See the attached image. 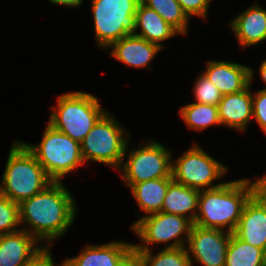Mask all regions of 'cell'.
Masks as SVG:
<instances>
[{
	"mask_svg": "<svg viewBox=\"0 0 266 266\" xmlns=\"http://www.w3.org/2000/svg\"><path fill=\"white\" fill-rule=\"evenodd\" d=\"M260 74H261L263 81L266 83V60L263 61L261 66H260ZM263 90L266 91V88Z\"/></svg>",
	"mask_w": 266,
	"mask_h": 266,
	"instance_id": "obj_34",
	"label": "cell"
},
{
	"mask_svg": "<svg viewBox=\"0 0 266 266\" xmlns=\"http://www.w3.org/2000/svg\"><path fill=\"white\" fill-rule=\"evenodd\" d=\"M252 94L253 117L266 133V91L260 90Z\"/></svg>",
	"mask_w": 266,
	"mask_h": 266,
	"instance_id": "obj_28",
	"label": "cell"
},
{
	"mask_svg": "<svg viewBox=\"0 0 266 266\" xmlns=\"http://www.w3.org/2000/svg\"><path fill=\"white\" fill-rule=\"evenodd\" d=\"M234 234L265 253L266 201L257 192L245 204Z\"/></svg>",
	"mask_w": 266,
	"mask_h": 266,
	"instance_id": "obj_12",
	"label": "cell"
},
{
	"mask_svg": "<svg viewBox=\"0 0 266 266\" xmlns=\"http://www.w3.org/2000/svg\"><path fill=\"white\" fill-rule=\"evenodd\" d=\"M184 13L190 18V15L206 17L209 2L211 0H177Z\"/></svg>",
	"mask_w": 266,
	"mask_h": 266,
	"instance_id": "obj_29",
	"label": "cell"
},
{
	"mask_svg": "<svg viewBox=\"0 0 266 266\" xmlns=\"http://www.w3.org/2000/svg\"><path fill=\"white\" fill-rule=\"evenodd\" d=\"M170 159V151L162 144L151 141L132 150L127 162L119 170L123 168L122 179L131 188L134 184L147 180L172 177Z\"/></svg>",
	"mask_w": 266,
	"mask_h": 266,
	"instance_id": "obj_10",
	"label": "cell"
},
{
	"mask_svg": "<svg viewBox=\"0 0 266 266\" xmlns=\"http://www.w3.org/2000/svg\"><path fill=\"white\" fill-rule=\"evenodd\" d=\"M51 3L65 6H79L83 0H50Z\"/></svg>",
	"mask_w": 266,
	"mask_h": 266,
	"instance_id": "obj_33",
	"label": "cell"
},
{
	"mask_svg": "<svg viewBox=\"0 0 266 266\" xmlns=\"http://www.w3.org/2000/svg\"><path fill=\"white\" fill-rule=\"evenodd\" d=\"M172 181V177L151 179L134 184L131 191L138 206L149 215L161 212L167 188Z\"/></svg>",
	"mask_w": 266,
	"mask_h": 266,
	"instance_id": "obj_21",
	"label": "cell"
},
{
	"mask_svg": "<svg viewBox=\"0 0 266 266\" xmlns=\"http://www.w3.org/2000/svg\"><path fill=\"white\" fill-rule=\"evenodd\" d=\"M112 47L110 53L118 61L133 67H148L151 59L162 47L134 34L124 36L118 41L113 42L108 48Z\"/></svg>",
	"mask_w": 266,
	"mask_h": 266,
	"instance_id": "obj_15",
	"label": "cell"
},
{
	"mask_svg": "<svg viewBox=\"0 0 266 266\" xmlns=\"http://www.w3.org/2000/svg\"><path fill=\"white\" fill-rule=\"evenodd\" d=\"M2 182L0 193L20 204L43 191L53 181L26 145L15 142L9 151Z\"/></svg>",
	"mask_w": 266,
	"mask_h": 266,
	"instance_id": "obj_3",
	"label": "cell"
},
{
	"mask_svg": "<svg viewBox=\"0 0 266 266\" xmlns=\"http://www.w3.org/2000/svg\"><path fill=\"white\" fill-rule=\"evenodd\" d=\"M226 167L217 162L198 145L190 148L171 167L173 181L198 190L217 188L224 183L211 185L213 180L226 174ZM210 186V187H209ZM201 188V189H200Z\"/></svg>",
	"mask_w": 266,
	"mask_h": 266,
	"instance_id": "obj_9",
	"label": "cell"
},
{
	"mask_svg": "<svg viewBox=\"0 0 266 266\" xmlns=\"http://www.w3.org/2000/svg\"><path fill=\"white\" fill-rule=\"evenodd\" d=\"M255 193L256 183H250L249 179L226 182L217 188L200 190L193 224L220 230L222 227H228L227 232L234 233L245 204Z\"/></svg>",
	"mask_w": 266,
	"mask_h": 266,
	"instance_id": "obj_2",
	"label": "cell"
},
{
	"mask_svg": "<svg viewBox=\"0 0 266 266\" xmlns=\"http://www.w3.org/2000/svg\"><path fill=\"white\" fill-rule=\"evenodd\" d=\"M140 0H92L95 34L100 47L136 31L135 14Z\"/></svg>",
	"mask_w": 266,
	"mask_h": 266,
	"instance_id": "obj_7",
	"label": "cell"
},
{
	"mask_svg": "<svg viewBox=\"0 0 266 266\" xmlns=\"http://www.w3.org/2000/svg\"><path fill=\"white\" fill-rule=\"evenodd\" d=\"M39 145L26 144L54 182L83 164L81 144L48 123Z\"/></svg>",
	"mask_w": 266,
	"mask_h": 266,
	"instance_id": "obj_5",
	"label": "cell"
},
{
	"mask_svg": "<svg viewBox=\"0 0 266 266\" xmlns=\"http://www.w3.org/2000/svg\"><path fill=\"white\" fill-rule=\"evenodd\" d=\"M204 74L218 87L222 95L243 91L253 78L250 67L224 61H209Z\"/></svg>",
	"mask_w": 266,
	"mask_h": 266,
	"instance_id": "obj_13",
	"label": "cell"
},
{
	"mask_svg": "<svg viewBox=\"0 0 266 266\" xmlns=\"http://www.w3.org/2000/svg\"><path fill=\"white\" fill-rule=\"evenodd\" d=\"M133 249V244L111 242L104 245H90L79 256L66 259L61 266H117Z\"/></svg>",
	"mask_w": 266,
	"mask_h": 266,
	"instance_id": "obj_16",
	"label": "cell"
},
{
	"mask_svg": "<svg viewBox=\"0 0 266 266\" xmlns=\"http://www.w3.org/2000/svg\"><path fill=\"white\" fill-rule=\"evenodd\" d=\"M49 124L81 143L99 118L105 113L97 97L83 92L59 96Z\"/></svg>",
	"mask_w": 266,
	"mask_h": 266,
	"instance_id": "obj_4",
	"label": "cell"
},
{
	"mask_svg": "<svg viewBox=\"0 0 266 266\" xmlns=\"http://www.w3.org/2000/svg\"><path fill=\"white\" fill-rule=\"evenodd\" d=\"M242 46H251L266 39V10L255 5L230 22Z\"/></svg>",
	"mask_w": 266,
	"mask_h": 266,
	"instance_id": "obj_18",
	"label": "cell"
},
{
	"mask_svg": "<svg viewBox=\"0 0 266 266\" xmlns=\"http://www.w3.org/2000/svg\"><path fill=\"white\" fill-rule=\"evenodd\" d=\"M225 266H266L262 249L252 246L231 233Z\"/></svg>",
	"mask_w": 266,
	"mask_h": 266,
	"instance_id": "obj_22",
	"label": "cell"
},
{
	"mask_svg": "<svg viewBox=\"0 0 266 266\" xmlns=\"http://www.w3.org/2000/svg\"><path fill=\"white\" fill-rule=\"evenodd\" d=\"M250 85L241 92L223 95L218 104L220 124L244 131L247 123L253 118L252 93Z\"/></svg>",
	"mask_w": 266,
	"mask_h": 266,
	"instance_id": "obj_17",
	"label": "cell"
},
{
	"mask_svg": "<svg viewBox=\"0 0 266 266\" xmlns=\"http://www.w3.org/2000/svg\"><path fill=\"white\" fill-rule=\"evenodd\" d=\"M123 133L117 121L105 112L80 143L83 161L93 160L119 170L128 145Z\"/></svg>",
	"mask_w": 266,
	"mask_h": 266,
	"instance_id": "obj_6",
	"label": "cell"
},
{
	"mask_svg": "<svg viewBox=\"0 0 266 266\" xmlns=\"http://www.w3.org/2000/svg\"><path fill=\"white\" fill-rule=\"evenodd\" d=\"M144 5L156 11L178 33L186 34L188 16L177 0H140Z\"/></svg>",
	"mask_w": 266,
	"mask_h": 266,
	"instance_id": "obj_23",
	"label": "cell"
},
{
	"mask_svg": "<svg viewBox=\"0 0 266 266\" xmlns=\"http://www.w3.org/2000/svg\"><path fill=\"white\" fill-rule=\"evenodd\" d=\"M18 224L19 204L0 193V235L18 231Z\"/></svg>",
	"mask_w": 266,
	"mask_h": 266,
	"instance_id": "obj_26",
	"label": "cell"
},
{
	"mask_svg": "<svg viewBox=\"0 0 266 266\" xmlns=\"http://www.w3.org/2000/svg\"><path fill=\"white\" fill-rule=\"evenodd\" d=\"M142 266H192V259L185 247L163 249L158 254L152 255L151 250L137 251Z\"/></svg>",
	"mask_w": 266,
	"mask_h": 266,
	"instance_id": "obj_25",
	"label": "cell"
},
{
	"mask_svg": "<svg viewBox=\"0 0 266 266\" xmlns=\"http://www.w3.org/2000/svg\"><path fill=\"white\" fill-rule=\"evenodd\" d=\"M117 266H142V261L138 252L132 249Z\"/></svg>",
	"mask_w": 266,
	"mask_h": 266,
	"instance_id": "obj_31",
	"label": "cell"
},
{
	"mask_svg": "<svg viewBox=\"0 0 266 266\" xmlns=\"http://www.w3.org/2000/svg\"><path fill=\"white\" fill-rule=\"evenodd\" d=\"M194 95L197 103L218 106L222 94L218 87L212 83L205 74H202L196 81Z\"/></svg>",
	"mask_w": 266,
	"mask_h": 266,
	"instance_id": "obj_27",
	"label": "cell"
},
{
	"mask_svg": "<svg viewBox=\"0 0 266 266\" xmlns=\"http://www.w3.org/2000/svg\"><path fill=\"white\" fill-rule=\"evenodd\" d=\"M192 225L193 223L187 217L181 215L165 212L146 215L134 223L132 229L147 245L133 244V249L135 251H148L149 244L162 242L167 244L168 241L176 238L173 243L167 245L166 249L184 247V240L178 237L182 236L183 233L187 234L186 241H188Z\"/></svg>",
	"mask_w": 266,
	"mask_h": 266,
	"instance_id": "obj_8",
	"label": "cell"
},
{
	"mask_svg": "<svg viewBox=\"0 0 266 266\" xmlns=\"http://www.w3.org/2000/svg\"><path fill=\"white\" fill-rule=\"evenodd\" d=\"M256 183V192L266 201V175L258 178Z\"/></svg>",
	"mask_w": 266,
	"mask_h": 266,
	"instance_id": "obj_32",
	"label": "cell"
},
{
	"mask_svg": "<svg viewBox=\"0 0 266 266\" xmlns=\"http://www.w3.org/2000/svg\"><path fill=\"white\" fill-rule=\"evenodd\" d=\"M50 246L46 248L36 256L31 262L27 263L24 266H54L52 255L49 252Z\"/></svg>",
	"mask_w": 266,
	"mask_h": 266,
	"instance_id": "obj_30",
	"label": "cell"
},
{
	"mask_svg": "<svg viewBox=\"0 0 266 266\" xmlns=\"http://www.w3.org/2000/svg\"><path fill=\"white\" fill-rule=\"evenodd\" d=\"M200 190L172 181L164 197L161 212L184 216L194 223L198 210ZM192 212L189 216L186 214Z\"/></svg>",
	"mask_w": 266,
	"mask_h": 266,
	"instance_id": "obj_19",
	"label": "cell"
},
{
	"mask_svg": "<svg viewBox=\"0 0 266 266\" xmlns=\"http://www.w3.org/2000/svg\"><path fill=\"white\" fill-rule=\"evenodd\" d=\"M37 239L25 229L0 235V266H24L46 247H34Z\"/></svg>",
	"mask_w": 266,
	"mask_h": 266,
	"instance_id": "obj_14",
	"label": "cell"
},
{
	"mask_svg": "<svg viewBox=\"0 0 266 266\" xmlns=\"http://www.w3.org/2000/svg\"><path fill=\"white\" fill-rule=\"evenodd\" d=\"M180 115L189 128L202 130L212 124H220L218 106L197 102L183 106Z\"/></svg>",
	"mask_w": 266,
	"mask_h": 266,
	"instance_id": "obj_24",
	"label": "cell"
},
{
	"mask_svg": "<svg viewBox=\"0 0 266 266\" xmlns=\"http://www.w3.org/2000/svg\"><path fill=\"white\" fill-rule=\"evenodd\" d=\"M135 20L136 30L141 28V33H134V35L160 45L162 48L160 41L171 38L178 33L156 11L144 5L141 1L136 9Z\"/></svg>",
	"mask_w": 266,
	"mask_h": 266,
	"instance_id": "obj_20",
	"label": "cell"
},
{
	"mask_svg": "<svg viewBox=\"0 0 266 266\" xmlns=\"http://www.w3.org/2000/svg\"><path fill=\"white\" fill-rule=\"evenodd\" d=\"M76 213L74 200L63 183L52 182L43 191L19 204V223L26 222V230L38 241H53L64 235ZM31 231V232H30Z\"/></svg>",
	"mask_w": 266,
	"mask_h": 266,
	"instance_id": "obj_1",
	"label": "cell"
},
{
	"mask_svg": "<svg viewBox=\"0 0 266 266\" xmlns=\"http://www.w3.org/2000/svg\"><path fill=\"white\" fill-rule=\"evenodd\" d=\"M230 237V232L193 224L187 251H191L194 259L202 266H225Z\"/></svg>",
	"mask_w": 266,
	"mask_h": 266,
	"instance_id": "obj_11",
	"label": "cell"
}]
</instances>
